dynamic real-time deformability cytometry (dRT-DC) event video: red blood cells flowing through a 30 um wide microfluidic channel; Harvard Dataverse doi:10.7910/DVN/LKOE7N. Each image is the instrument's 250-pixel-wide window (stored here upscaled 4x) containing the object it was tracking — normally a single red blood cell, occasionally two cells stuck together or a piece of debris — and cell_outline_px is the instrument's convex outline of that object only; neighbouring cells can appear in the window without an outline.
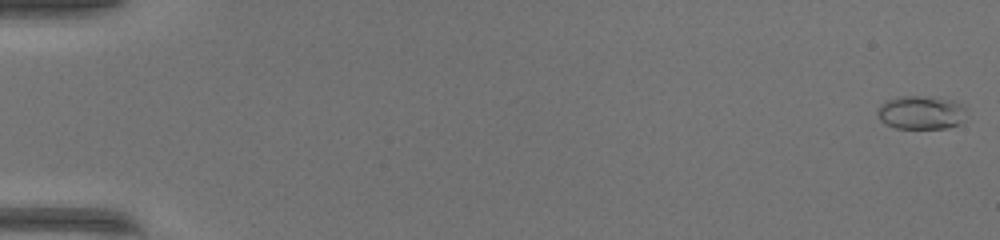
{"species": "common noctule bat (a hibernating species)", "species_latin": "Nyctalus noctula", "temperature_condition": "warm", "stored_images_in_passage": 51, "camera_frame_rate_fps": 3000, "um_per_image_px": 0.085, "animal": {"sex": "female", "body_mass_g": 17.0, "forearm_length_mm": 48.0}, "frame": {"image": 1, "passage_image": 1, "time_ms": 0.0, "image_size_px": [1000, 240], "cell_outline_px": [[964, 108], [956, 124], [948, 128], [896, 128], [884, 124], [880, 120], [876, 112], [880, 104], [888, 100], [900, 96], [936, 96], [952, 100], [964, 104]], "centroid_in_image_um": [78.2, 9.54], "position_along_channel_um": 6.8, "area_um2": 17.22}}
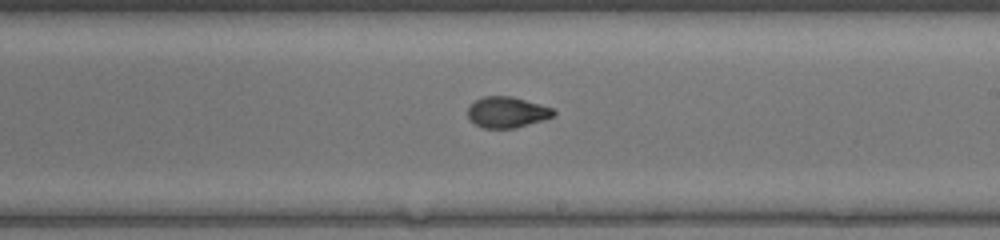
{"frame": {"image": 2, "passage_image": 31, "time_ms": 10.0, "image_size_px": [1000, 240], "cell_outline_px": [[556, 112], [552, 116], [516, 128], [484, 128], [476, 124], [468, 116], [468, 108], [476, 100], [484, 96], [512, 96], [540, 104], [552, 108]], "centroid_in_image_um": [43.09, 9.53], "position_along_channel_um": 245.9, "area_um2": 15.14}}
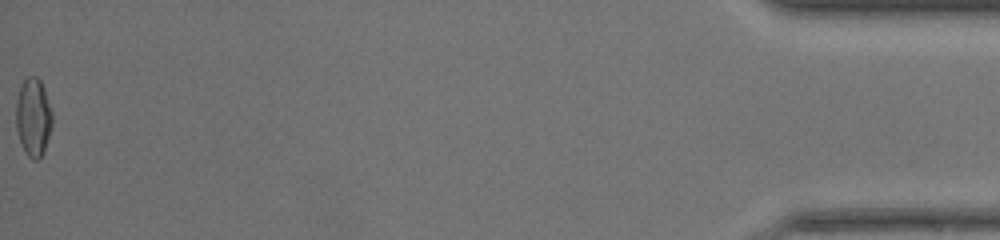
{"frame": {"image": 3, "passage_image": 51, "time_ms": 16.667, "image_size_px": [1000, 240], "cell_outline_px": [[52, 124], [44, 152], [36, 160], [32, 160], [24, 152], [20, 144], [16, 128], [16, 100], [20, 88], [24, 80], [28, 76], [36, 76], [40, 80], [44, 88], [52, 112]], "centroid_in_image_um": [2.82, 9.98], "position_along_channel_um": 432.4, "area_um2": 16.59}, "authors_computed_cell_mechanics": {"area_um2": 15.895, "velocity_mm_per_s": 4.2572, "shape_relaxation_time_tau1_ms": 4.0519, "shape_relaxation_time_tau2_ms": 0.8398, "deformation_change_tau1": 0.1817, "deformation_change_tau2": 0.0441}}